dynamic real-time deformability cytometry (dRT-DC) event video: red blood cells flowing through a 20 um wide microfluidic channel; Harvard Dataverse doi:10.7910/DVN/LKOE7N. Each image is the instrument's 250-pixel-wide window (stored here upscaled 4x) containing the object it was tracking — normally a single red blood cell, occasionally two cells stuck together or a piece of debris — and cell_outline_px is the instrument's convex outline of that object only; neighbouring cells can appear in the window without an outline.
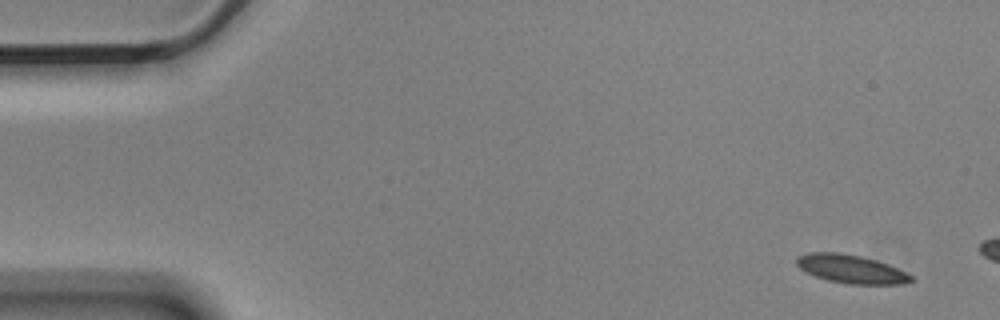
{"species": "Egyptian fruit bat (a non-hibernating species)", "species_latin": "Rousettus aegyptiacus", "temperature_condition": "cold", "stored_images_in_passage": 3, "camera_frame_rate_fps": 3000, "um_per_image_px": 0.085, "animal": {"sex": "male"}, "frame": {"image": 1, "passage_image": 1, "time_ms": 0.0, "image_size_px": [1000, 320], "cell_outline_px": [[916, 280], [904, 284], [848, 284], [828, 280], [804, 272], [796, 264], [796, 256], [808, 252], [840, 252], [860, 256], [876, 260], [888, 264], [916, 276]], "centroid_in_image_um": [72.37, 22.86], "position_along_channel_um": 12.6, "area_um2": 19.31}}